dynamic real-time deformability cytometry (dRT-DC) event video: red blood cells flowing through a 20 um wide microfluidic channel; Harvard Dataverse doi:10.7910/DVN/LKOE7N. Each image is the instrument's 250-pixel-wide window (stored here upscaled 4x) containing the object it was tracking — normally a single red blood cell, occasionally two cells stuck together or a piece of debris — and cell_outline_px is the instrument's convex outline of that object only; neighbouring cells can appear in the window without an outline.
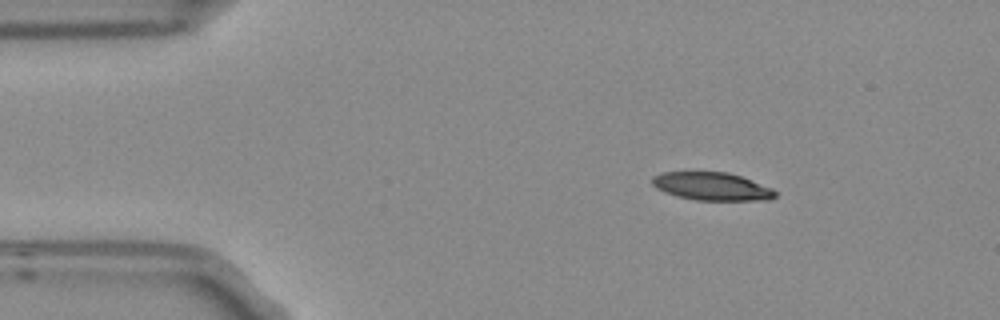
{"species": "Egyptian fruit bat (a non-hibernating species)", "species_latin": "Rousettus aegyptiacus", "temperature_condition": "room temperature", "stored_images_in_passage": 4, "segment_of_instrument_passage": [1, 2], "camera_frame_rate_fps": 3000, "um_per_image_px": 0.085, "frame": {"image": 1, "passage_image": 1, "time_ms": 0.0, "image_size_px": [1000, 320], "cell_outline_px": [[776, 196], [768, 200], [696, 200], [676, 196], [664, 192], [656, 188], [652, 184], [652, 176], [664, 172], [728, 172], [740, 176], [772, 188], [776, 192]], "centroid_in_image_um": [60.48, 15.84], "position_along_channel_um": 24.5, "area_um2": 20.0}}
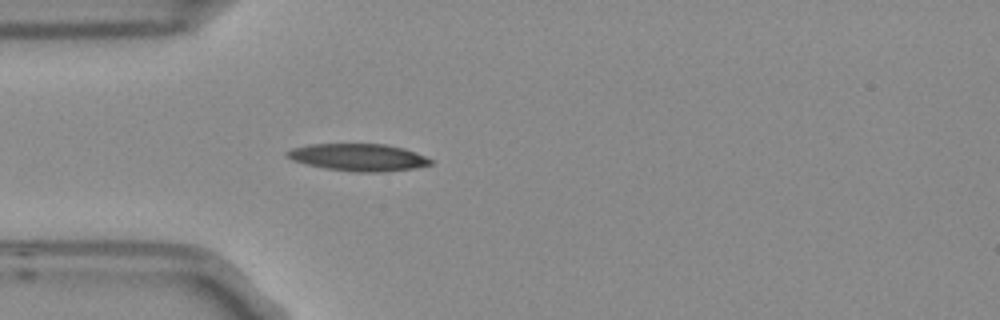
{"frame": {"image": 2, "passage_image": 3, "time_ms": 0.667, "image_size_px": [1000, 320], "cell_outline_px": [[432, 164], [412, 168], [384, 172], [356, 172], [324, 168], [292, 160], [284, 156], [284, 152], [292, 148], [308, 144], [388, 144], [404, 148], [416, 152], [432, 160]], "centroid_in_image_um": [30.43, 13.36], "position_along_channel_um": 54.6, "area_um2": 22.83}}